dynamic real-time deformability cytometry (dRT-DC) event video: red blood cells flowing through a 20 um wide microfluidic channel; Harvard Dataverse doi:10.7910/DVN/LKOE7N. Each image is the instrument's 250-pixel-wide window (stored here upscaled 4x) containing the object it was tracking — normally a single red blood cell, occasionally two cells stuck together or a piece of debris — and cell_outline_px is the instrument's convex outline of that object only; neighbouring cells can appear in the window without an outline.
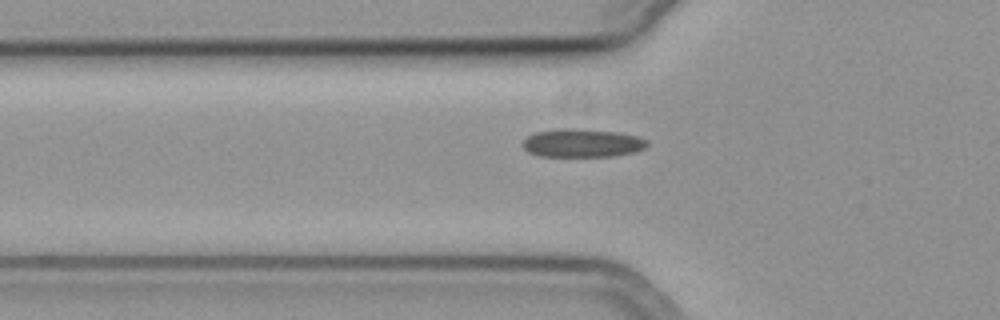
{"species": "common noctule bat (a hibernating species)", "species_latin": "Nyctalus noctula", "temperature_condition": "cold", "stored_images_in_passage": 43, "camera_frame_rate_fps": 3000, "um_per_image_px": 0.085, "animal": {"sex": "female", "body_mass_g": 19.3, "forearm_length_mm": 54.1}, "frame": {"image": 1, "passage_image": 10, "time_ms": 3.0, "image_size_px": [1000, 320], "cell_outline_px": [[648, 144], [644, 148], [636, 152], [612, 156], [540, 156], [528, 152], [520, 144], [528, 136], [536, 132], [556, 128], [576, 128], [616, 132], [640, 136], [648, 140]], "centroid_in_image_um": [49.49, 12.15], "position_along_channel_um": 76.3, "area_um2": 20.75}}
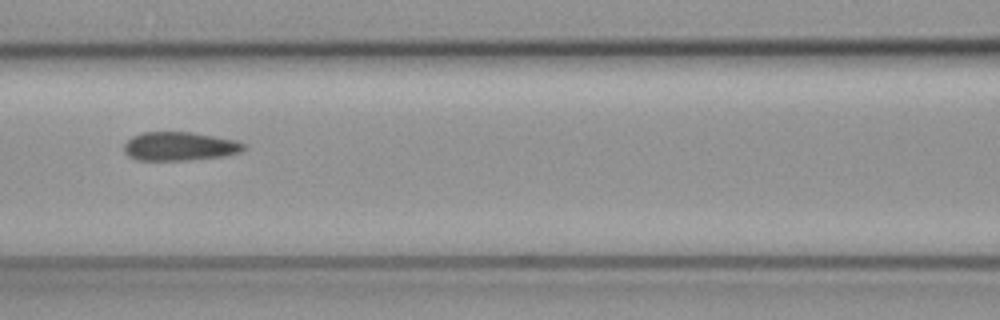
{"frame": {"image": 2, "passage_image": 16, "time_ms": 5.0, "image_size_px": [1000, 320], "cell_outline_px": [[244, 148], [240, 152], [224, 156], [184, 160], [136, 160], [128, 156], [124, 152], [124, 144], [132, 136], [144, 132], [192, 132], [236, 140], [244, 144]], "centroid_in_image_um": [15.23, 12.43], "position_along_channel_um": 151.4, "area_um2": 19.94}}
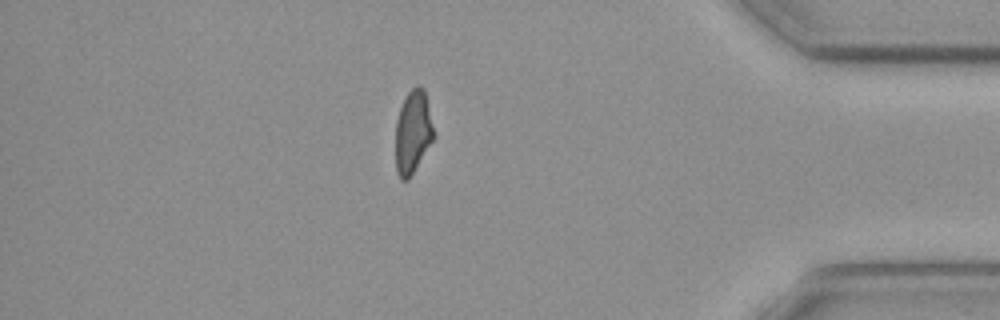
{"frame": {"image": 3, "passage_image": 39, "time_ms": 12.667, "image_size_px": [1000, 320], "cell_outline_px": [[436, 136], [408, 180], [400, 180], [396, 172], [396, 120], [400, 108], [408, 92], [412, 88], [420, 84], [424, 88]], "centroid_in_image_um": [35.11, 11.23], "position_along_channel_um": 400.1, "area_um2": 18.61}}